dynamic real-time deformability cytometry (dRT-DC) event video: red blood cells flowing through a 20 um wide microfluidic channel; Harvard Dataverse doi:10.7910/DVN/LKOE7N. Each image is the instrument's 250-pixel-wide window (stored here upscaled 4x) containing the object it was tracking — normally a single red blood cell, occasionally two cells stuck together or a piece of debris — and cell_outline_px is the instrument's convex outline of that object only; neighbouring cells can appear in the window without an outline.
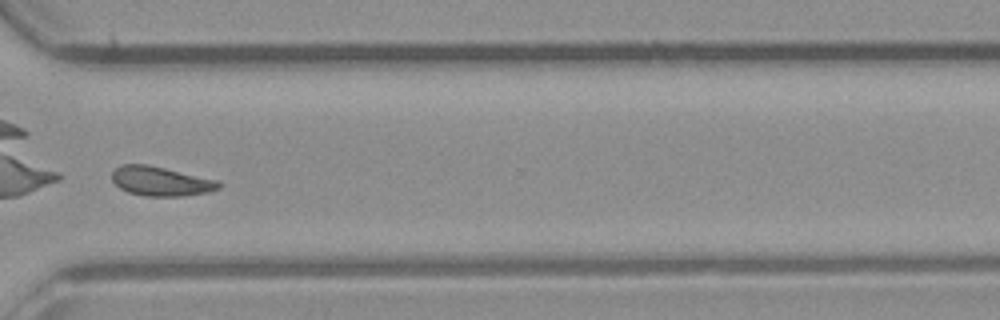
{"species": "common noctule bat (a hibernating species)", "species_latin": "Nyctalus noctula", "temperature_condition": "room temperature", "stored_images_in_passage": 33, "camera_frame_rate_fps": 3000, "um_per_image_px": 0.085, "animal": {"sex": "male", "body_mass_g": 23.1, "forearm_length_mm": 52.7}, "frame": {"image": 1, "passage_image": 24, "time_ms": 7.667, "image_size_px": [1000, 320], "cell_outline_px": [[220, 188], [208, 192], [184, 196], [144, 196], [128, 192], [120, 188], [112, 180], [112, 172], [120, 164], [148, 164], [220, 180]], "centroid_in_image_um": [13.68, 15.4], "position_along_channel_um": 356.9, "area_um2": 18.44}, "authors_computed_cell_mechanics": {"area_um2": 18.0336, "velocity_mm_per_s": 4.218, "shape_relaxation_time_tau1_ms": 1.6562, "shape_relaxation_time_tau2_ms": null, "deformation_change_tau1": 0.1424, "deformation_change_tau2": null}}